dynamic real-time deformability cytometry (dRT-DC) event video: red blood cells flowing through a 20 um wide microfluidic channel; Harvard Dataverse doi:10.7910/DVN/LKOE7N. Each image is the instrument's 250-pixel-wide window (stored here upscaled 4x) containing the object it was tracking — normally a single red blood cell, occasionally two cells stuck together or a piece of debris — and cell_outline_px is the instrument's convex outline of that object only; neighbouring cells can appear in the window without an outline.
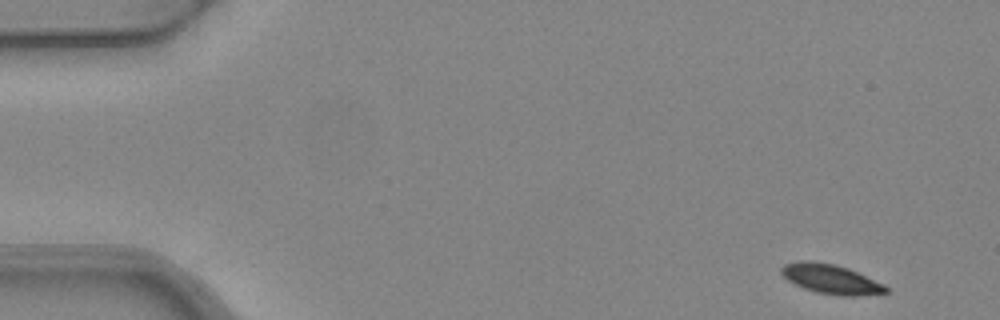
{"species": "common noctule bat (a hibernating species)", "species_latin": "Nyctalus noctula", "temperature_condition": "warm", "stored_images_in_passage": 8, "camera_frame_rate_fps": 3000, "um_per_image_px": 0.085, "animal": {"sex": "female", "body_mass_g": 24.6, "forearm_length_mm": 56.2}, "frame": {"image": 1, "passage_image": 1, "time_ms": 0.0, "image_size_px": [1000, 320], "cell_outline_px": [[888, 292], [884, 296], [840, 296], [816, 292], [804, 288], [788, 280], [780, 272], [780, 268], [784, 264], [800, 260], [808, 260], [832, 264], [848, 268], [884, 284], [888, 288]], "centroid_in_image_um": [70.7, 23.75], "position_along_channel_um": 14.3, "area_um2": 18.26}}
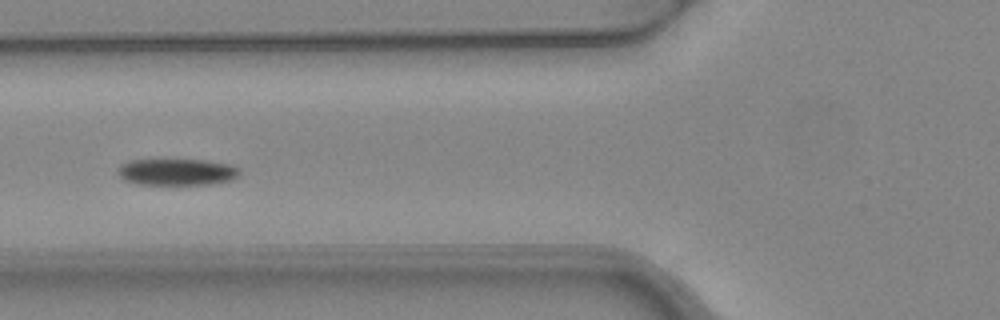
{"frame": {"image": 2, "passage_image": 5, "time_ms": 1.333, "image_size_px": [1000, 320], "cell_outline_px": [[240, 172], [232, 180], [212, 184], [140, 184], [124, 180], [116, 172], [116, 168], [120, 164], [128, 160], [204, 160], [232, 164], [240, 168]], "centroid_in_image_um": [15.02, 14.61], "position_along_channel_um": 110.8, "area_um2": 19.02}}
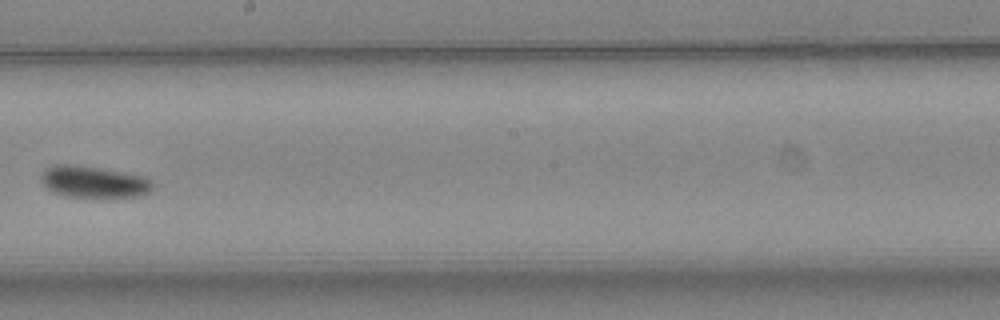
{"frame": {"image": 3, "passage_image": 8, "time_ms": 2.333, "image_size_px": [1000, 320], "cell_outline_px": [[152, 188], [148, 192], [136, 196], [68, 196], [52, 192], [40, 180], [40, 176], [48, 168], [56, 164], [68, 164], [96, 168], [144, 176], [152, 180]], "centroid_in_image_um": [7.94, 15.45], "position_along_channel_um": 240.3, "area_um2": 19.88}}